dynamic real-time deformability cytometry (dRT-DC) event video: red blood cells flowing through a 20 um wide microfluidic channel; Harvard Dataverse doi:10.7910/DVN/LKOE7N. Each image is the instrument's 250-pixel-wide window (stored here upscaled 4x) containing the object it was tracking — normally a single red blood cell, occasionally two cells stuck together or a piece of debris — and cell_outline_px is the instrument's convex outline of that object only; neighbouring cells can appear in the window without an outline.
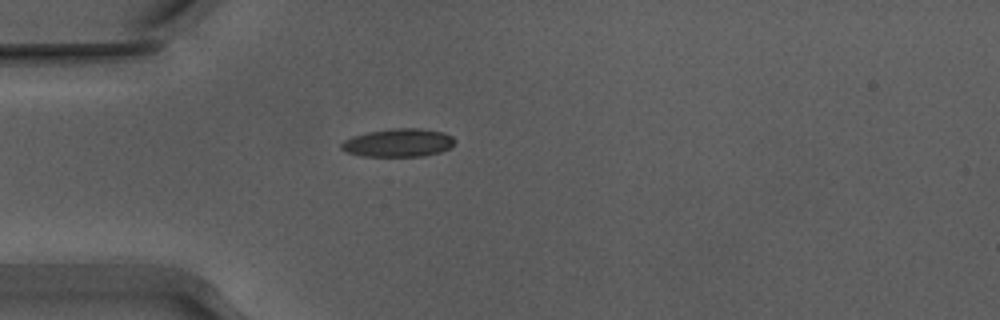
{"species": "Egyptian fruit bat (a non-hibernating species)", "species_latin": "Rousettus aegyptiacus", "temperature_condition": "warm", "stored_images_in_passage": 30, "camera_frame_rate_fps": 3000, "um_per_image_px": 0.085, "animal": {"sex": "male"}, "frame": {"image": 1, "passage_image": 1, "time_ms": 0.0, "image_size_px": [1000, 320], "cell_outline_px": [[456, 140], [448, 148], [440, 152], [424, 156], [360, 156], [348, 152], [340, 148], [340, 144], [344, 140], [368, 132], [392, 128], [420, 128], [444, 132], [452, 136]], "centroid_in_image_um": [33.87, 12.13], "position_along_channel_um": 51.1, "area_um2": 18.55}}
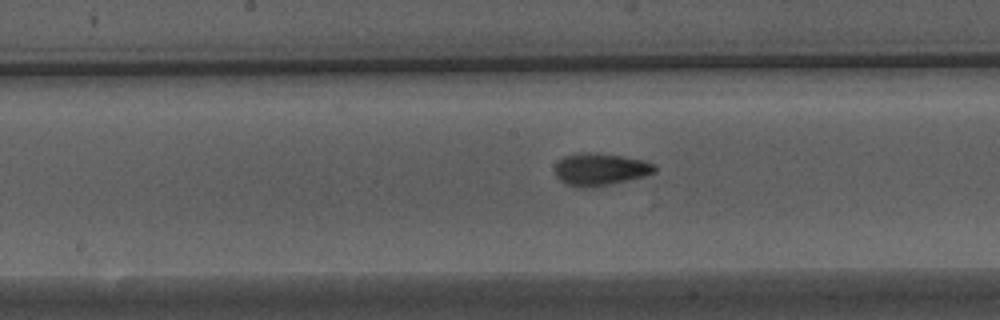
{"frame": {"image": 2, "passage_image": 13, "time_ms": 4.0, "image_size_px": [1000, 320], "cell_outline_px": [[656, 172], [644, 176], [592, 188], [580, 188], [568, 184], [560, 180], [556, 176], [556, 164], [564, 156], [588, 152], [592, 152], [620, 156], [640, 160], [652, 164], [656, 168]], "centroid_in_image_um": [51.0, 14.41], "position_along_channel_um": 197.2, "area_um2": 18.38}}
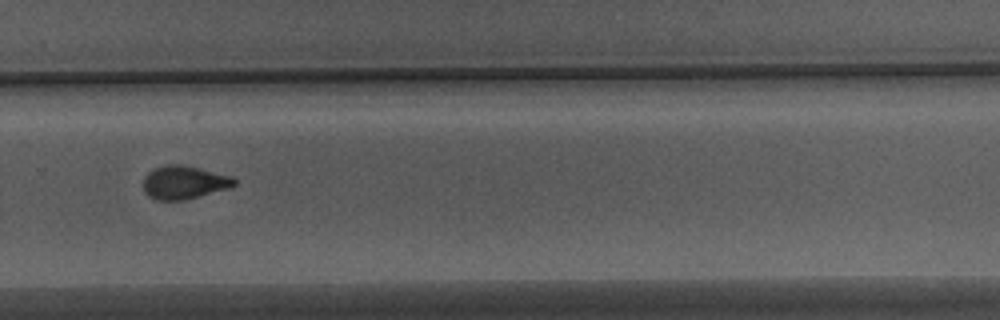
{"frame": {"image": 3, "passage_image": 22, "time_ms": 7.0, "image_size_px": [1000, 320], "cell_outline_px": [[236, 184], [228, 188], [184, 200], [156, 200], [144, 192], [144, 176], [148, 172], [156, 168], [168, 164], [180, 164], [232, 176], [236, 180]], "centroid_in_image_um": [15.63, 15.5], "position_along_channel_um": 314.2, "area_um2": 17.4}, "authors_computed_cell_mechanics": {"area_um2": 18.3804, "velocity_mm_per_s": 3.9052, "shape_relaxation_time_tau1_ms": 5.6579, "shape_relaxation_time_tau2_ms": 1.6564, "deformation_change_tau1": 0.1605, "deformation_change_tau2": 0.0806}}